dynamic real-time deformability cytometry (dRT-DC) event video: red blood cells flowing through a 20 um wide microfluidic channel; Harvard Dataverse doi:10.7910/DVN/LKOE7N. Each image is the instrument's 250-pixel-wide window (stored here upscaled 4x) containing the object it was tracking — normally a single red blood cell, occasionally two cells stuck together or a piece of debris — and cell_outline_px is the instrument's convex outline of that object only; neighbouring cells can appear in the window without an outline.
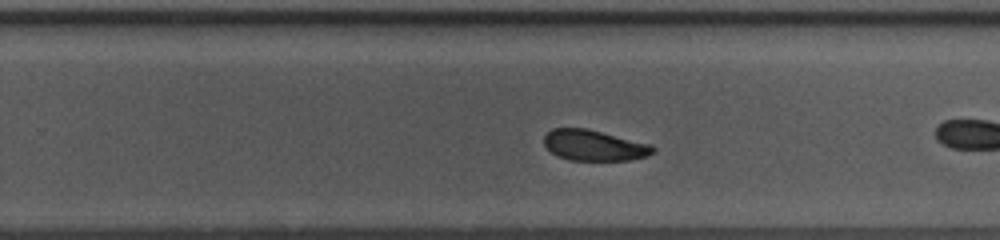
{"species": "common noctule bat (a hibernating species)", "species_latin": "Nyctalus noctula", "temperature_condition": "warm", "stored_images_in_passage": 29, "camera_frame_rate_fps": 3000, "um_per_image_px": 0.085, "animal": {"sex": "female", "body_mass_g": 10.0, "forearm_length_mm": 53.1}, "frame": {"image": 1, "passage_image": 17, "time_ms": 5.333, "image_size_px": [1000, 240], "cell_outline_px": [[656, 152], [648, 156], [628, 160], [568, 160], [556, 156], [544, 144], [544, 136], [552, 128], [584, 128], [652, 144], [656, 148]], "centroid_in_image_um": [50.52, 12.36], "position_along_channel_um": 279.3, "area_um2": 19.54}}